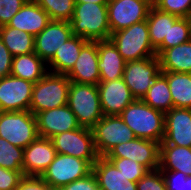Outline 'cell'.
<instances>
[{
	"label": "cell",
	"instance_id": "6da1fadb",
	"mask_svg": "<svg viewBox=\"0 0 191 190\" xmlns=\"http://www.w3.org/2000/svg\"><path fill=\"white\" fill-rule=\"evenodd\" d=\"M119 117L129 126L135 137L161 143L164 139L165 113L136 99Z\"/></svg>",
	"mask_w": 191,
	"mask_h": 190
},
{
	"label": "cell",
	"instance_id": "7a4b0ae2",
	"mask_svg": "<svg viewBox=\"0 0 191 190\" xmlns=\"http://www.w3.org/2000/svg\"><path fill=\"white\" fill-rule=\"evenodd\" d=\"M70 25L73 35L80 36L87 41L108 40L111 30L107 4L90 2L75 4Z\"/></svg>",
	"mask_w": 191,
	"mask_h": 190
},
{
	"label": "cell",
	"instance_id": "3957f363",
	"mask_svg": "<svg viewBox=\"0 0 191 190\" xmlns=\"http://www.w3.org/2000/svg\"><path fill=\"white\" fill-rule=\"evenodd\" d=\"M109 39L126 62L157 56L151 44L146 20L113 32Z\"/></svg>",
	"mask_w": 191,
	"mask_h": 190
},
{
	"label": "cell",
	"instance_id": "277c9868",
	"mask_svg": "<svg viewBox=\"0 0 191 190\" xmlns=\"http://www.w3.org/2000/svg\"><path fill=\"white\" fill-rule=\"evenodd\" d=\"M71 81L65 74L48 72L34 83L30 109L34 115L67 104Z\"/></svg>",
	"mask_w": 191,
	"mask_h": 190
},
{
	"label": "cell",
	"instance_id": "5b68a950",
	"mask_svg": "<svg viewBox=\"0 0 191 190\" xmlns=\"http://www.w3.org/2000/svg\"><path fill=\"white\" fill-rule=\"evenodd\" d=\"M67 105L81 127L91 129L104 116L97 85L71 81Z\"/></svg>",
	"mask_w": 191,
	"mask_h": 190
},
{
	"label": "cell",
	"instance_id": "8992f818",
	"mask_svg": "<svg viewBox=\"0 0 191 190\" xmlns=\"http://www.w3.org/2000/svg\"><path fill=\"white\" fill-rule=\"evenodd\" d=\"M36 116L29 110L0 111V137L25 148L38 137Z\"/></svg>",
	"mask_w": 191,
	"mask_h": 190
},
{
	"label": "cell",
	"instance_id": "52a82bcc",
	"mask_svg": "<svg viewBox=\"0 0 191 190\" xmlns=\"http://www.w3.org/2000/svg\"><path fill=\"white\" fill-rule=\"evenodd\" d=\"M91 172L92 164L88 160L57 153L41 178L53 190H60L63 186L86 177Z\"/></svg>",
	"mask_w": 191,
	"mask_h": 190
},
{
	"label": "cell",
	"instance_id": "ba28073f",
	"mask_svg": "<svg viewBox=\"0 0 191 190\" xmlns=\"http://www.w3.org/2000/svg\"><path fill=\"white\" fill-rule=\"evenodd\" d=\"M91 130L99 157H104L115 146L135 138L131 128L119 115H104Z\"/></svg>",
	"mask_w": 191,
	"mask_h": 190
},
{
	"label": "cell",
	"instance_id": "9c48e42d",
	"mask_svg": "<svg viewBox=\"0 0 191 190\" xmlns=\"http://www.w3.org/2000/svg\"><path fill=\"white\" fill-rule=\"evenodd\" d=\"M57 153L88 160L92 165L97 161L93 133L90 128L65 131L51 138Z\"/></svg>",
	"mask_w": 191,
	"mask_h": 190
},
{
	"label": "cell",
	"instance_id": "30bf717a",
	"mask_svg": "<svg viewBox=\"0 0 191 190\" xmlns=\"http://www.w3.org/2000/svg\"><path fill=\"white\" fill-rule=\"evenodd\" d=\"M161 73L158 56L126 62L123 79L135 99H142Z\"/></svg>",
	"mask_w": 191,
	"mask_h": 190
},
{
	"label": "cell",
	"instance_id": "8fae6325",
	"mask_svg": "<svg viewBox=\"0 0 191 190\" xmlns=\"http://www.w3.org/2000/svg\"><path fill=\"white\" fill-rule=\"evenodd\" d=\"M151 7L152 4L146 0H109L107 12L111 34L145 21Z\"/></svg>",
	"mask_w": 191,
	"mask_h": 190
},
{
	"label": "cell",
	"instance_id": "7c38bea8",
	"mask_svg": "<svg viewBox=\"0 0 191 190\" xmlns=\"http://www.w3.org/2000/svg\"><path fill=\"white\" fill-rule=\"evenodd\" d=\"M160 143L135 137L112 148L104 157L128 158L142 164L148 170L159 168Z\"/></svg>",
	"mask_w": 191,
	"mask_h": 190
},
{
	"label": "cell",
	"instance_id": "4fadbf2b",
	"mask_svg": "<svg viewBox=\"0 0 191 190\" xmlns=\"http://www.w3.org/2000/svg\"><path fill=\"white\" fill-rule=\"evenodd\" d=\"M34 83L8 75L0 78V111L29 110Z\"/></svg>",
	"mask_w": 191,
	"mask_h": 190
},
{
	"label": "cell",
	"instance_id": "5bb4252c",
	"mask_svg": "<svg viewBox=\"0 0 191 190\" xmlns=\"http://www.w3.org/2000/svg\"><path fill=\"white\" fill-rule=\"evenodd\" d=\"M72 36L70 22L51 20L46 28L35 36L34 52L48 63L56 50Z\"/></svg>",
	"mask_w": 191,
	"mask_h": 190
},
{
	"label": "cell",
	"instance_id": "9a60e30c",
	"mask_svg": "<svg viewBox=\"0 0 191 190\" xmlns=\"http://www.w3.org/2000/svg\"><path fill=\"white\" fill-rule=\"evenodd\" d=\"M57 152L49 138L38 136L24 148L23 174L24 176L41 177L52 163Z\"/></svg>",
	"mask_w": 191,
	"mask_h": 190
},
{
	"label": "cell",
	"instance_id": "2e32d148",
	"mask_svg": "<svg viewBox=\"0 0 191 190\" xmlns=\"http://www.w3.org/2000/svg\"><path fill=\"white\" fill-rule=\"evenodd\" d=\"M160 145L191 148V108H175L165 113L164 139Z\"/></svg>",
	"mask_w": 191,
	"mask_h": 190
},
{
	"label": "cell",
	"instance_id": "e0dca14e",
	"mask_svg": "<svg viewBox=\"0 0 191 190\" xmlns=\"http://www.w3.org/2000/svg\"><path fill=\"white\" fill-rule=\"evenodd\" d=\"M35 116L37 131L40 137L51 139L57 134L81 127L77 122L75 114L70 110L67 104L50 110L41 111Z\"/></svg>",
	"mask_w": 191,
	"mask_h": 190
},
{
	"label": "cell",
	"instance_id": "ac0fdd59",
	"mask_svg": "<svg viewBox=\"0 0 191 190\" xmlns=\"http://www.w3.org/2000/svg\"><path fill=\"white\" fill-rule=\"evenodd\" d=\"M97 86L103 115H119L136 100L123 78L100 81Z\"/></svg>",
	"mask_w": 191,
	"mask_h": 190
},
{
	"label": "cell",
	"instance_id": "d6986e66",
	"mask_svg": "<svg viewBox=\"0 0 191 190\" xmlns=\"http://www.w3.org/2000/svg\"><path fill=\"white\" fill-rule=\"evenodd\" d=\"M98 61V41H87L66 76L75 83L98 85L100 82Z\"/></svg>",
	"mask_w": 191,
	"mask_h": 190
},
{
	"label": "cell",
	"instance_id": "ffe728a7",
	"mask_svg": "<svg viewBox=\"0 0 191 190\" xmlns=\"http://www.w3.org/2000/svg\"><path fill=\"white\" fill-rule=\"evenodd\" d=\"M50 21L49 14L37 2L27 1L7 23V26L28 32L35 37L46 28Z\"/></svg>",
	"mask_w": 191,
	"mask_h": 190
},
{
	"label": "cell",
	"instance_id": "44dd1931",
	"mask_svg": "<svg viewBox=\"0 0 191 190\" xmlns=\"http://www.w3.org/2000/svg\"><path fill=\"white\" fill-rule=\"evenodd\" d=\"M100 190H137L135 182L128 181L106 157H98L92 165Z\"/></svg>",
	"mask_w": 191,
	"mask_h": 190
},
{
	"label": "cell",
	"instance_id": "7402d4cb",
	"mask_svg": "<svg viewBox=\"0 0 191 190\" xmlns=\"http://www.w3.org/2000/svg\"><path fill=\"white\" fill-rule=\"evenodd\" d=\"M98 58L100 81L123 78L126 61L110 39L98 41Z\"/></svg>",
	"mask_w": 191,
	"mask_h": 190
},
{
	"label": "cell",
	"instance_id": "603a6c76",
	"mask_svg": "<svg viewBox=\"0 0 191 190\" xmlns=\"http://www.w3.org/2000/svg\"><path fill=\"white\" fill-rule=\"evenodd\" d=\"M86 42L87 40L76 35L69 38L62 44L60 49L56 50L53 58L47 63L50 66V70L48 71L66 75L74 66L79 57L81 48Z\"/></svg>",
	"mask_w": 191,
	"mask_h": 190
},
{
	"label": "cell",
	"instance_id": "cb8c5ba5",
	"mask_svg": "<svg viewBox=\"0 0 191 190\" xmlns=\"http://www.w3.org/2000/svg\"><path fill=\"white\" fill-rule=\"evenodd\" d=\"M46 66L35 52L17 55L13 57L11 75L36 83L49 72Z\"/></svg>",
	"mask_w": 191,
	"mask_h": 190
},
{
	"label": "cell",
	"instance_id": "d4e9b609",
	"mask_svg": "<svg viewBox=\"0 0 191 190\" xmlns=\"http://www.w3.org/2000/svg\"><path fill=\"white\" fill-rule=\"evenodd\" d=\"M158 58L161 72L191 73V40L165 49Z\"/></svg>",
	"mask_w": 191,
	"mask_h": 190
},
{
	"label": "cell",
	"instance_id": "484cf974",
	"mask_svg": "<svg viewBox=\"0 0 191 190\" xmlns=\"http://www.w3.org/2000/svg\"><path fill=\"white\" fill-rule=\"evenodd\" d=\"M159 169L179 171L191 176V148L160 145Z\"/></svg>",
	"mask_w": 191,
	"mask_h": 190
},
{
	"label": "cell",
	"instance_id": "4316f807",
	"mask_svg": "<svg viewBox=\"0 0 191 190\" xmlns=\"http://www.w3.org/2000/svg\"><path fill=\"white\" fill-rule=\"evenodd\" d=\"M180 17L162 11L152 5L148 17V31L153 48L156 50L164 40H168L170 24H174Z\"/></svg>",
	"mask_w": 191,
	"mask_h": 190
},
{
	"label": "cell",
	"instance_id": "83f0119b",
	"mask_svg": "<svg viewBox=\"0 0 191 190\" xmlns=\"http://www.w3.org/2000/svg\"><path fill=\"white\" fill-rule=\"evenodd\" d=\"M161 73L167 78L173 107L191 108V73Z\"/></svg>",
	"mask_w": 191,
	"mask_h": 190
},
{
	"label": "cell",
	"instance_id": "f1b7e54d",
	"mask_svg": "<svg viewBox=\"0 0 191 190\" xmlns=\"http://www.w3.org/2000/svg\"><path fill=\"white\" fill-rule=\"evenodd\" d=\"M0 39L13 56L34 52L35 37L7 25L0 26Z\"/></svg>",
	"mask_w": 191,
	"mask_h": 190
},
{
	"label": "cell",
	"instance_id": "f546056e",
	"mask_svg": "<svg viewBox=\"0 0 191 190\" xmlns=\"http://www.w3.org/2000/svg\"><path fill=\"white\" fill-rule=\"evenodd\" d=\"M141 100L150 107L164 113L173 108V101L167 78L162 73L156 77L151 87Z\"/></svg>",
	"mask_w": 191,
	"mask_h": 190
},
{
	"label": "cell",
	"instance_id": "4dcf8cb0",
	"mask_svg": "<svg viewBox=\"0 0 191 190\" xmlns=\"http://www.w3.org/2000/svg\"><path fill=\"white\" fill-rule=\"evenodd\" d=\"M191 40V19L189 17H180L174 24H170L168 40L156 49V55L159 56L165 49Z\"/></svg>",
	"mask_w": 191,
	"mask_h": 190
},
{
	"label": "cell",
	"instance_id": "1f68e13d",
	"mask_svg": "<svg viewBox=\"0 0 191 190\" xmlns=\"http://www.w3.org/2000/svg\"><path fill=\"white\" fill-rule=\"evenodd\" d=\"M23 153V148L12 145L0 137V167L13 171H23Z\"/></svg>",
	"mask_w": 191,
	"mask_h": 190
},
{
	"label": "cell",
	"instance_id": "d6a6232c",
	"mask_svg": "<svg viewBox=\"0 0 191 190\" xmlns=\"http://www.w3.org/2000/svg\"><path fill=\"white\" fill-rule=\"evenodd\" d=\"M51 20L70 22L74 13V0H37Z\"/></svg>",
	"mask_w": 191,
	"mask_h": 190
},
{
	"label": "cell",
	"instance_id": "836d02e7",
	"mask_svg": "<svg viewBox=\"0 0 191 190\" xmlns=\"http://www.w3.org/2000/svg\"><path fill=\"white\" fill-rule=\"evenodd\" d=\"M116 168L127 177L128 181L137 183L147 172L148 169L140 163L128 158H107Z\"/></svg>",
	"mask_w": 191,
	"mask_h": 190
},
{
	"label": "cell",
	"instance_id": "e575fe53",
	"mask_svg": "<svg viewBox=\"0 0 191 190\" xmlns=\"http://www.w3.org/2000/svg\"><path fill=\"white\" fill-rule=\"evenodd\" d=\"M153 5L178 17H191V0H155Z\"/></svg>",
	"mask_w": 191,
	"mask_h": 190
},
{
	"label": "cell",
	"instance_id": "d590c367",
	"mask_svg": "<svg viewBox=\"0 0 191 190\" xmlns=\"http://www.w3.org/2000/svg\"><path fill=\"white\" fill-rule=\"evenodd\" d=\"M167 190H191V176L183 172L161 170Z\"/></svg>",
	"mask_w": 191,
	"mask_h": 190
},
{
	"label": "cell",
	"instance_id": "8d00e7d4",
	"mask_svg": "<svg viewBox=\"0 0 191 190\" xmlns=\"http://www.w3.org/2000/svg\"><path fill=\"white\" fill-rule=\"evenodd\" d=\"M136 185L137 190H167L164 177L159 168L148 170Z\"/></svg>",
	"mask_w": 191,
	"mask_h": 190
},
{
	"label": "cell",
	"instance_id": "74e56055",
	"mask_svg": "<svg viewBox=\"0 0 191 190\" xmlns=\"http://www.w3.org/2000/svg\"><path fill=\"white\" fill-rule=\"evenodd\" d=\"M26 0H0V26L7 25Z\"/></svg>",
	"mask_w": 191,
	"mask_h": 190
},
{
	"label": "cell",
	"instance_id": "f35d334b",
	"mask_svg": "<svg viewBox=\"0 0 191 190\" xmlns=\"http://www.w3.org/2000/svg\"><path fill=\"white\" fill-rule=\"evenodd\" d=\"M23 177V171H13L0 167V190H15Z\"/></svg>",
	"mask_w": 191,
	"mask_h": 190
},
{
	"label": "cell",
	"instance_id": "ab89813d",
	"mask_svg": "<svg viewBox=\"0 0 191 190\" xmlns=\"http://www.w3.org/2000/svg\"><path fill=\"white\" fill-rule=\"evenodd\" d=\"M60 190H100V188L94 173L91 172L86 177L63 186Z\"/></svg>",
	"mask_w": 191,
	"mask_h": 190
},
{
	"label": "cell",
	"instance_id": "60d3db41",
	"mask_svg": "<svg viewBox=\"0 0 191 190\" xmlns=\"http://www.w3.org/2000/svg\"><path fill=\"white\" fill-rule=\"evenodd\" d=\"M15 190H53L41 177L24 176Z\"/></svg>",
	"mask_w": 191,
	"mask_h": 190
},
{
	"label": "cell",
	"instance_id": "b9f144b4",
	"mask_svg": "<svg viewBox=\"0 0 191 190\" xmlns=\"http://www.w3.org/2000/svg\"><path fill=\"white\" fill-rule=\"evenodd\" d=\"M13 57L14 56L0 39V78L11 75Z\"/></svg>",
	"mask_w": 191,
	"mask_h": 190
},
{
	"label": "cell",
	"instance_id": "7bdbcfd3",
	"mask_svg": "<svg viewBox=\"0 0 191 190\" xmlns=\"http://www.w3.org/2000/svg\"><path fill=\"white\" fill-rule=\"evenodd\" d=\"M97 3V4H107L109 2V0H74L75 4L78 3Z\"/></svg>",
	"mask_w": 191,
	"mask_h": 190
},
{
	"label": "cell",
	"instance_id": "ee69618b",
	"mask_svg": "<svg viewBox=\"0 0 191 190\" xmlns=\"http://www.w3.org/2000/svg\"><path fill=\"white\" fill-rule=\"evenodd\" d=\"M149 1L152 5L154 4L155 0H146Z\"/></svg>",
	"mask_w": 191,
	"mask_h": 190
},
{
	"label": "cell",
	"instance_id": "f6af8a7d",
	"mask_svg": "<svg viewBox=\"0 0 191 190\" xmlns=\"http://www.w3.org/2000/svg\"><path fill=\"white\" fill-rule=\"evenodd\" d=\"M26 1H30V2H36L37 0H26Z\"/></svg>",
	"mask_w": 191,
	"mask_h": 190
}]
</instances>
